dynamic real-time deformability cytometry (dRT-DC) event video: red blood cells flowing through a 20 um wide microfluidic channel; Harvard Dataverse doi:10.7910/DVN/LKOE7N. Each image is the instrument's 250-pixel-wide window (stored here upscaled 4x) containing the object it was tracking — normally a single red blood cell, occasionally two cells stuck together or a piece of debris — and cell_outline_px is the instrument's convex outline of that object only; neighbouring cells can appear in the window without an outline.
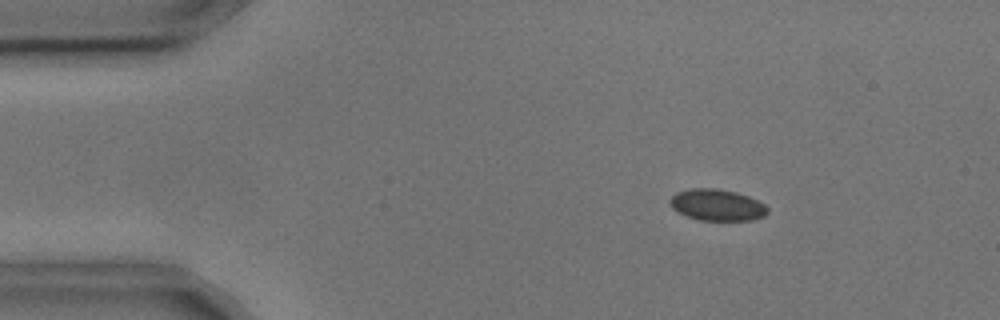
{"species": "common noctule bat (a hibernating species)", "species_latin": "Nyctalus noctula", "temperature_condition": "cold", "stored_images_in_passage": 4, "camera_frame_rate_fps": 3000, "um_per_image_px": 0.085, "animal": {"sex": "male", "body_mass_g": 17.9, "forearm_length_mm": 54.2}, "frame": {"image": 1, "passage_image": 3, "time_ms": 0.667, "image_size_px": [1000, 320], "cell_outline_px": [[768, 212], [764, 216], [752, 220], [700, 220], [688, 216], [672, 208], [668, 200], [676, 192], [692, 188], [716, 188], [736, 192], [748, 196], [764, 204], [768, 208]], "centroid_in_image_um": [60.95, 17.41], "position_along_channel_um": 24.1, "area_um2": 17.8}}